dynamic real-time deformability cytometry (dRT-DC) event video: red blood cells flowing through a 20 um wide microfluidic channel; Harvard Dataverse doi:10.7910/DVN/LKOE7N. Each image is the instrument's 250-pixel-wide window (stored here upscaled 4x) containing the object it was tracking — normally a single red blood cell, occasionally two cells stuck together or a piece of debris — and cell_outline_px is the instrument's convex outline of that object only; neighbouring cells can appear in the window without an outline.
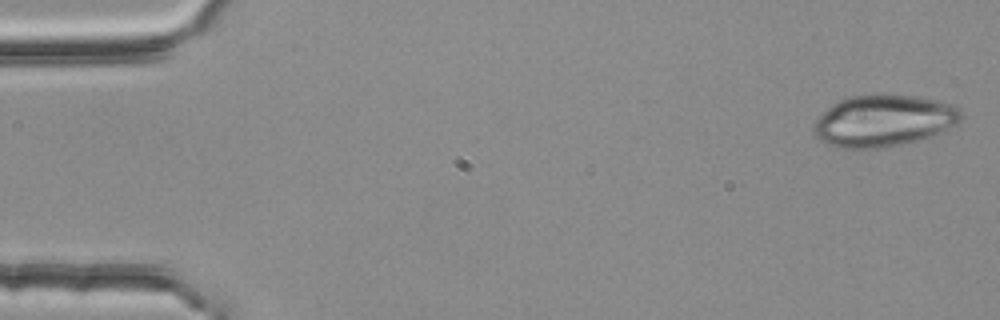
{"species": "common noctule bat (a hibernating species)", "species_latin": "Nyctalus noctula", "temperature_condition": "room temperature", "stored_images_in_passage": 4, "camera_frame_rate_fps": 3000, "um_per_image_px": 0.085, "animal": {"sex": "female", "body_mass_g": 25.1}, "frame": {"image": 1, "passage_image": 1, "time_ms": 0.0, "image_size_px": [1000, 320], "cell_outline_px": [[960, 120], [956, 124], [932, 136], [900, 144], [876, 148], [836, 148], [820, 140], [816, 136], [812, 128], [816, 120], [832, 104], [848, 96], [876, 92], [916, 96], [936, 100], [952, 104], [960, 108]], "centroid_in_image_um": [75.08, 10.23], "position_along_channel_um": 9.9, "area_um2": 44.62}}